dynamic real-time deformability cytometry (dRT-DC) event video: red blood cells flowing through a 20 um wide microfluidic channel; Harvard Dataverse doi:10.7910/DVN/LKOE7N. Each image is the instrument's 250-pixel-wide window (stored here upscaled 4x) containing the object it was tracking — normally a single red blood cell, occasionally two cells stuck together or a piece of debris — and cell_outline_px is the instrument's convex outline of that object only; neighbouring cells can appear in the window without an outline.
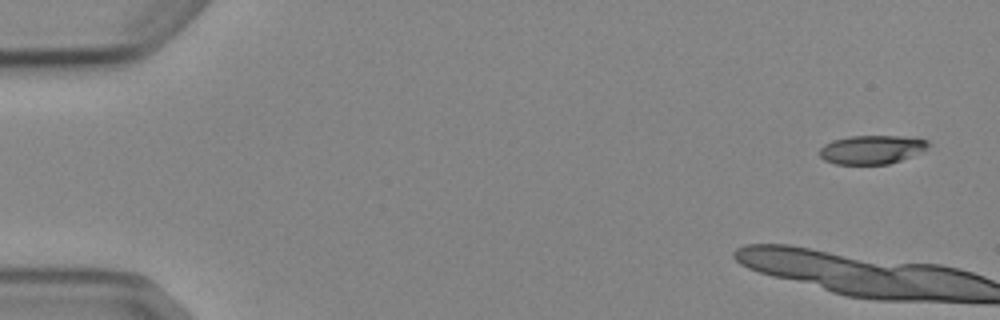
{"species": "Egyptian fruit bat (a non-hibernating species)", "species_latin": "Rousettus aegyptiacus", "temperature_condition": "cold", "stored_images_in_passage": 5, "camera_frame_rate_fps": 3000, "um_per_image_px": 0.085, "animal": {"sex": "female"}, "frame": {"image": 1, "passage_image": 1, "time_ms": 0.0, "image_size_px": [1000, 320], "cell_outline_px": [[932, 144], [924, 152], [888, 164], [836, 164], [824, 160], [820, 156], [820, 148], [824, 144], [832, 140], [852, 136], [900, 136], [928, 140]], "centroid_in_image_um": [74.13, 12.71], "position_along_channel_um": 10.9, "area_um2": 18.32}}